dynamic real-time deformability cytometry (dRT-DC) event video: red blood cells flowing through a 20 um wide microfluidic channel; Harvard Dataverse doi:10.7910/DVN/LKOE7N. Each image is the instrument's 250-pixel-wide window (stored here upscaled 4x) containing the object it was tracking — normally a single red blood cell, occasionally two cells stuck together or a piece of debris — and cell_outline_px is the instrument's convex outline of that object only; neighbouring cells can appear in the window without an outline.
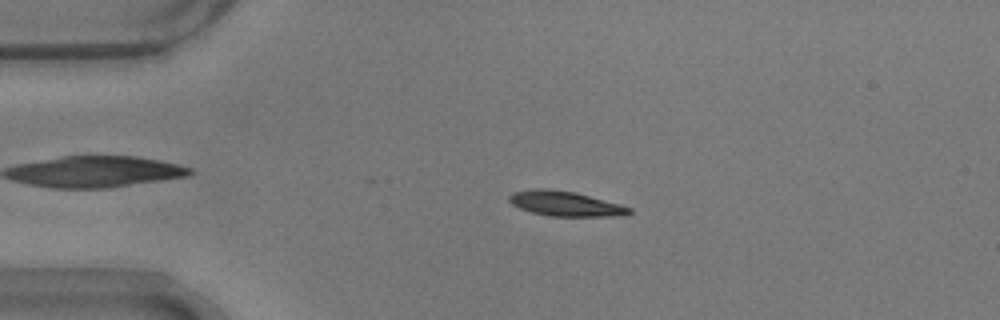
{"species": "common noctule bat (a hibernating species)", "species_latin": "Nyctalus noctula", "temperature_condition": "warm", "stored_images_in_passage": 43, "camera_frame_rate_fps": 3000, "um_per_image_px": 0.085, "animal": {"sex": "male", "body_mass_g": 17.9}, "frame": {"image": 1, "passage_image": 11, "time_ms": 3.333, "image_size_px": [1000, 320], "cell_outline_px": [[632, 212], [624, 216], [548, 216], [532, 212], [520, 208], [512, 204], [508, 200], [508, 196], [512, 192], [536, 188], [540, 188], [576, 192], [620, 204], [632, 208]], "centroid_in_image_um": [48.06, 17.31], "position_along_channel_um": 36.9, "area_um2": 17.46}}
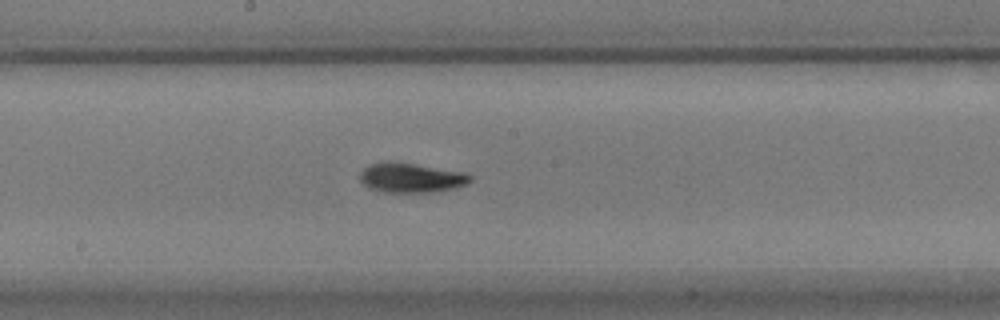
{"frame": {"image": 2, "passage_image": 28, "time_ms": 9.0, "image_size_px": [1000, 320], "cell_outline_px": [[472, 180], [468, 184], [456, 188], [432, 192], [384, 192], [372, 188], [364, 184], [360, 180], [360, 172], [364, 168], [372, 164], [412, 164], [464, 172], [472, 176]], "centroid_in_image_um": [35.02, 15.15], "position_along_channel_um": 213.2, "area_um2": 18.32}}
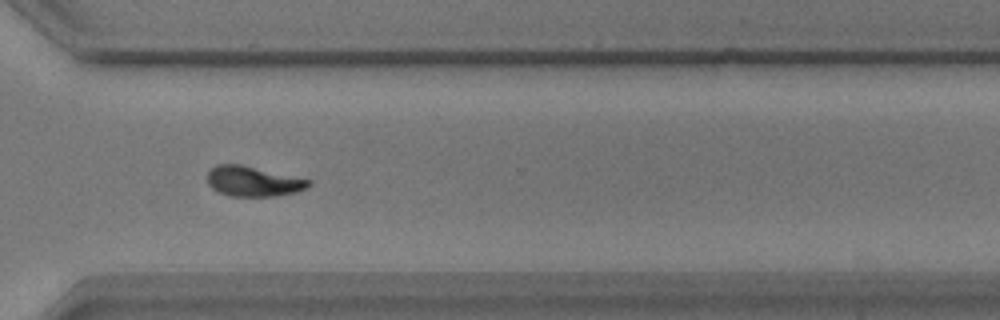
{"frame": {"image": 3, "passage_image": 39, "time_ms": 12.667, "image_size_px": [1000, 320], "cell_outline_px": [[312, 184], [308, 188], [296, 192], [272, 196], [232, 196], [220, 192], [212, 188], [208, 184], [208, 172], [216, 164], [240, 164], [312, 180]], "centroid_in_image_um": [21.55, 15.41], "position_along_channel_um": 349.1, "area_um2": 17.69}, "authors_computed_cell_mechanics": {"area_um2": 17.8024, "velocity_mm_per_s": 3.7144, "shape_relaxation_time_tau1_ms": 4.3855, "shape_relaxation_time_tau2_ms": 5.8342, "deformation_change_tau1": 0.165, "deformation_change_tau2": 0.086}}